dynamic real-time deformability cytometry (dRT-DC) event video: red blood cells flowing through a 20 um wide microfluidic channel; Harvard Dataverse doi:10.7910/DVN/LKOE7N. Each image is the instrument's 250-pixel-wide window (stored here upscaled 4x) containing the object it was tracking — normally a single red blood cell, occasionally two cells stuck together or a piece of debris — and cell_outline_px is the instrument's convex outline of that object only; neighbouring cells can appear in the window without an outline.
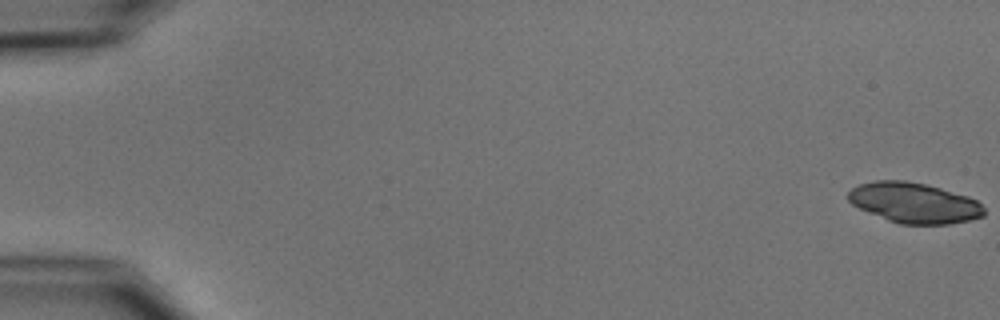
{"species": "common noctule bat (a hibernating species)", "species_latin": "Nyctalus noctula", "temperature_condition": "cold", "stored_images_in_passage": 21, "camera_frame_rate_fps": 3000, "um_per_image_px": 0.085, "animal": {"sex": "male", "body_mass_g": 15.6}, "frame": {"image": 1, "passage_image": 1, "time_ms": 0.0, "image_size_px": [1000, 320], "cell_outline_px": [[984, 216], [968, 220], [948, 224], [900, 224], [888, 220], [860, 208], [852, 204], [848, 200], [848, 192], [852, 188], [860, 184], [876, 180], [904, 180], [924, 184], [940, 188], [968, 196], [976, 200], [984, 208]], "centroid_in_image_um": [77.7, 17.24], "position_along_channel_um": 7.3, "area_um2": 31.67}}